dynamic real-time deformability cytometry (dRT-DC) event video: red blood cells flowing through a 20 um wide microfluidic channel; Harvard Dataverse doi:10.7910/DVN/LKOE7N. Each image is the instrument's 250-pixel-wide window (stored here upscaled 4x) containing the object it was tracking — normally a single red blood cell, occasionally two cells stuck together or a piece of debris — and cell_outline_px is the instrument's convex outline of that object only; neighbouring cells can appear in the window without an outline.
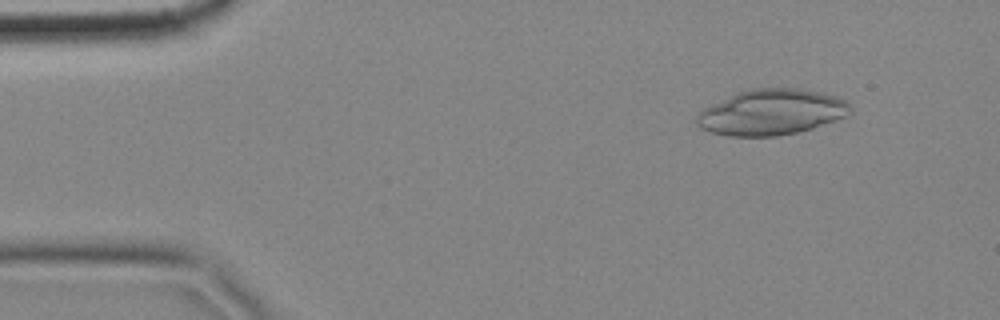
{"species": "common noctule bat (a hibernating species)", "species_latin": "Nyctalus noctula", "temperature_condition": "cold", "stored_images_in_passage": 8, "camera_frame_rate_fps": 3000, "um_per_image_px": 0.085, "animal": {"sex": "female", "body_mass_g": 18.4}, "frame": {"image": 1, "passage_image": 2, "time_ms": 0.333, "image_size_px": [1000, 320], "cell_outline_px": [[852, 108], [848, 116], [812, 128], [796, 132], [776, 136], [728, 136], [712, 132], [700, 128], [696, 124], [696, 116], [704, 108], [712, 104], [740, 92], [752, 88], [796, 88], [824, 92], [836, 96], [844, 100]], "centroid_in_image_um": [65.59, 9.54], "position_along_channel_um": 19.4, "area_um2": 40.69}}
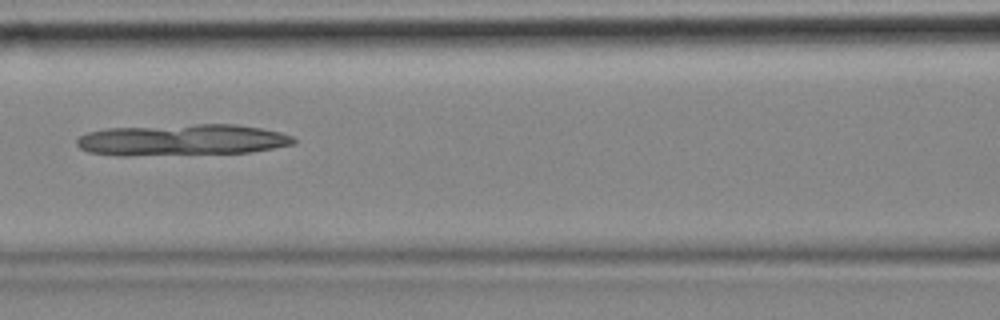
{"frame": {"image": 2, "passage_image": 7, "time_ms": 2.0, "image_size_px": [1000, 320], "cell_outline_px": [[296, 144], [252, 152], [128, 156], [116, 156], [88, 152], [80, 148], [76, 144], [76, 140], [80, 136], [88, 132], [104, 128], [196, 124], [236, 124], [260, 128], [280, 132], [292, 136], [296, 140]], "centroid_in_image_um": [15.45, 11.9], "position_along_channel_um": 151.1, "area_um2": 40.0}}